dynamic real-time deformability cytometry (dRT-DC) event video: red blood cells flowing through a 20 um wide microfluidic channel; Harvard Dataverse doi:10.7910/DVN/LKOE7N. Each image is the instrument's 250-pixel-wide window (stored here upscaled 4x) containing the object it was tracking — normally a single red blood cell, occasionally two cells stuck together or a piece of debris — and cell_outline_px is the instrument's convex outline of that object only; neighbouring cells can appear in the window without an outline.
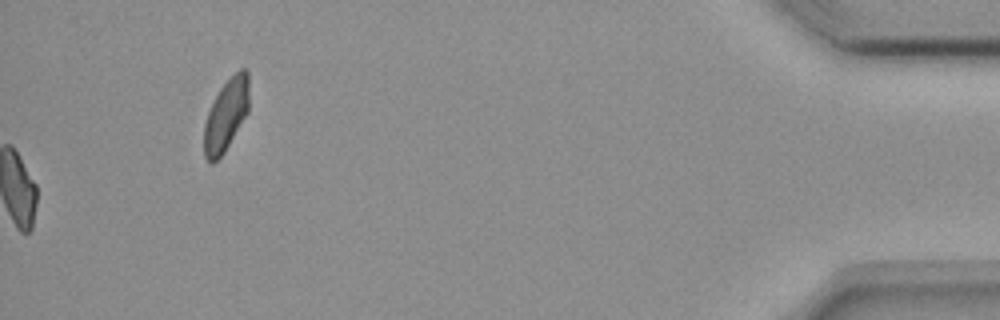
{"species": "common noctule bat (a hibernating species)", "species_latin": "Nyctalus noctula", "temperature_condition": "room temperature", "stored_images_in_passage": 53, "camera_frame_rate_fps": 3000, "um_per_image_px": 0.085, "animal": {"sex": "female", "body_mass_g": 18.4}, "frame": {"image": 1, "passage_image": 53, "time_ms": 17.333, "image_size_px": [1000, 320], "cell_outline_px": [[248, 112], [224, 152], [212, 164], [204, 156], [204, 124], [208, 112], [220, 88], [240, 68], [244, 68], [248, 72]], "centroid_in_image_um": [19.21, 9.78], "position_along_channel_um": 416.0, "area_um2": 18.5}, "authors_computed_cell_mechanics": {"area_um2": 18.4382, "velocity_mm_per_s": 3.6496, "shape_relaxation_time_tau1_ms": null, "shape_relaxation_time_tau2_ms": 10.5317, "deformation_change_tau1": null, "deformation_change_tau2": 0.1737}}